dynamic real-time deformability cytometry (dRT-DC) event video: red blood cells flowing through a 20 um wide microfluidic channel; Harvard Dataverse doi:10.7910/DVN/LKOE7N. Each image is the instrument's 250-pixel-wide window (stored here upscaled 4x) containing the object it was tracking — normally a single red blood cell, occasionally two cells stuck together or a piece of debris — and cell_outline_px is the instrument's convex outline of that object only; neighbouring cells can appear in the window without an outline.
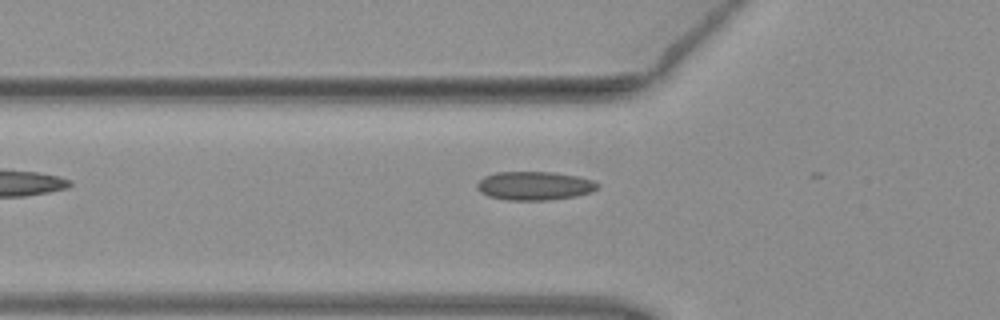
{"species": "common noctule bat (a hibernating species)", "species_latin": "Nyctalus noctula", "temperature_condition": "warm", "stored_images_in_passage": 3, "camera_frame_rate_fps": 3000, "um_per_image_px": 0.085, "animal": {"sex": "female", "body_mass_g": 19.3, "forearm_length_mm": 54.1}, "frame": {"image": 1, "passage_image": 3, "time_ms": 0.667, "image_size_px": [1000, 320], "cell_outline_px": [[600, 188], [592, 192], [576, 196], [548, 200], [508, 200], [488, 196], [480, 192], [476, 188], [476, 184], [484, 176], [496, 172], [552, 172], [576, 176], [596, 180], [600, 184]], "centroid_in_image_um": [45.46, 15.79], "position_along_channel_um": 80.3, "area_um2": 20.35}}